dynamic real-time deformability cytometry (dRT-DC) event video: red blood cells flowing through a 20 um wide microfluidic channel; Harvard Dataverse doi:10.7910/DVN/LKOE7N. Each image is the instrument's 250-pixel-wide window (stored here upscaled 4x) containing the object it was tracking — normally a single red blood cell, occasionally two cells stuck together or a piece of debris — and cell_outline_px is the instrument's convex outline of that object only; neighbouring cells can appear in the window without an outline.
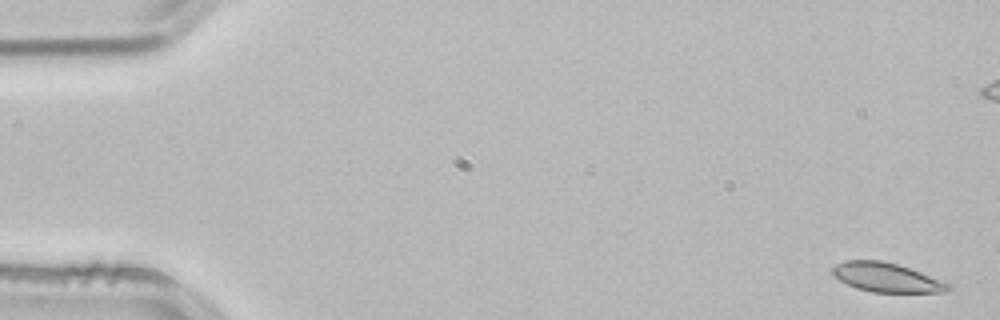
{"species": "common noctule bat (a hibernating species)", "species_latin": "Nyctalus noctula", "temperature_condition": "room temperature", "stored_images_in_passage": 4, "camera_frame_rate_fps": 3000, "um_per_image_px": 0.085, "animal": {"sex": "male", "body_mass_g": 21.5, "forearm_length_mm": 52.0}, "frame": {"image": 1, "passage_image": 1, "time_ms": 0.0, "image_size_px": [1000, 320], "cell_outline_px": [[952, 288], [944, 292], [872, 292], [856, 288], [832, 276], [832, 268], [836, 264], [844, 260], [880, 260], [896, 264], [920, 272], [952, 284]], "centroid_in_image_um": [75.34, 23.58], "position_along_channel_um": 9.7, "area_um2": 19.59}}
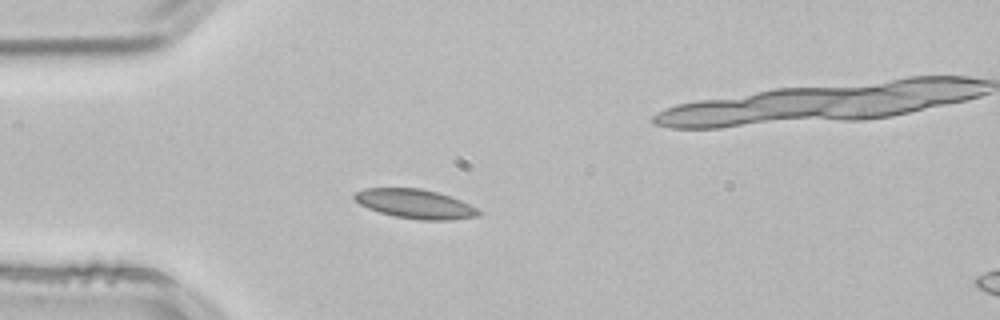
{"frame": {"image": 2, "passage_image": 3, "time_ms": 0.667, "image_size_px": [1000, 320], "cell_outline_px": [[480, 216], [452, 220], [420, 220], [396, 216], [380, 212], [368, 208], [360, 204], [352, 196], [356, 192], [364, 188], [420, 188], [436, 192], [460, 200], [476, 208], [480, 212]], "centroid_in_image_um": [35.28, 17.33], "position_along_channel_um": 49.7, "area_um2": 20.92}}